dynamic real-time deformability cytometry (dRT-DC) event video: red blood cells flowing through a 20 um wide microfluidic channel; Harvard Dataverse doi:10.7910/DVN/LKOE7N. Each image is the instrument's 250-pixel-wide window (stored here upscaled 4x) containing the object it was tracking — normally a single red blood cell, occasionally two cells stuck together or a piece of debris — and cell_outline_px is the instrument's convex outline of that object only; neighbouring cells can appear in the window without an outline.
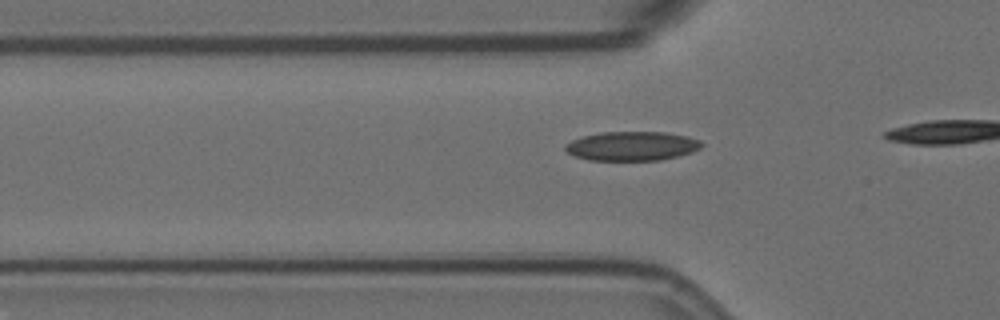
{"species": "Egyptian fruit bat (a non-hibernating species)", "species_latin": "Rousettus aegyptiacus", "temperature_condition": "room temperature", "stored_images_in_passage": 14, "camera_frame_rate_fps": 3000, "um_per_image_px": 0.085, "animal": {"sex": "female"}, "frame": {"image": 1, "passage_image": 8, "time_ms": 2.333, "image_size_px": [1000, 320], "cell_outline_px": [[704, 144], [700, 148], [692, 152], [660, 160], [588, 160], [576, 156], [568, 152], [564, 148], [564, 144], [572, 140], [584, 136], [600, 132], [664, 132], [688, 136], [700, 140]], "centroid_in_image_um": [53.72, 12.41], "position_along_channel_um": 72.1, "area_um2": 23.12}}
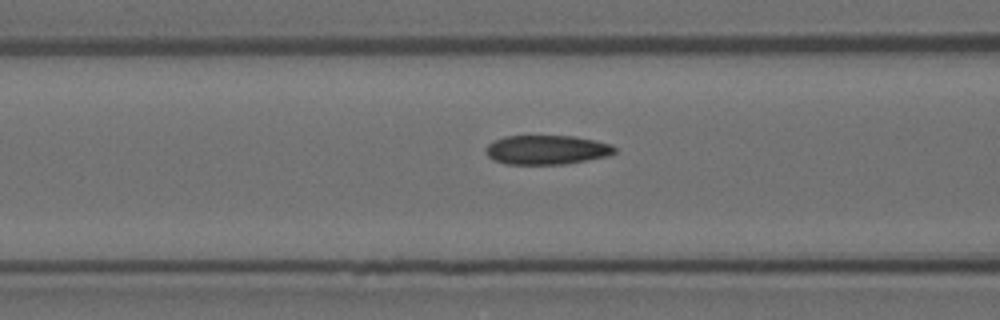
{"frame": {"image": 2, "passage_image": 12, "time_ms": 3.667, "image_size_px": [1000, 320], "cell_outline_px": [[616, 152], [608, 156], [564, 164], [504, 164], [492, 160], [484, 152], [484, 148], [488, 144], [504, 136], [572, 136], [596, 140], [612, 144], [616, 148]], "centroid_in_image_um": [46.45, 12.74], "position_along_channel_um": 120.1, "area_um2": 22.14}}